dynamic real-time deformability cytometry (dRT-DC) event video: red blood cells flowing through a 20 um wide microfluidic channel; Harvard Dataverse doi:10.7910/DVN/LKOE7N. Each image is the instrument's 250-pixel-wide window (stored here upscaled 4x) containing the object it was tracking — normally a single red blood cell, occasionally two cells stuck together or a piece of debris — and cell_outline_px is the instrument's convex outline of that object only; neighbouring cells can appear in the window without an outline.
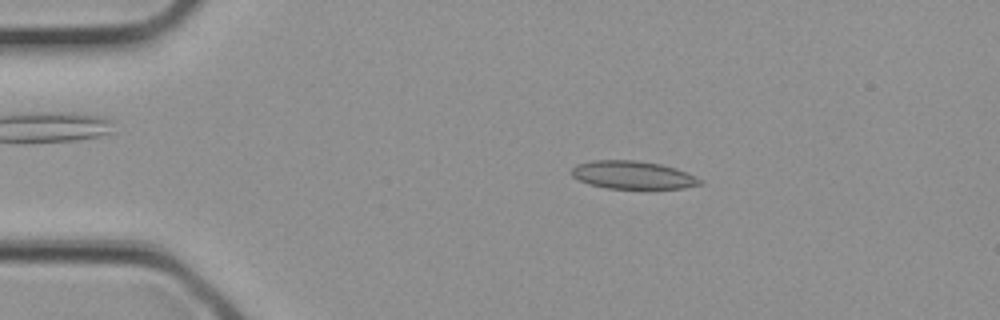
{"species": "common noctule bat (a hibernating species)", "species_latin": "Nyctalus noctula", "temperature_condition": "cold", "stored_images_in_passage": 2, "camera_frame_rate_fps": 3000, "um_per_image_px": 0.085, "animal": {"sex": "female", "body_mass_g": 21.9}, "frame": {"image": 1, "passage_image": 1, "time_ms": 0.0, "image_size_px": [1000, 320], "cell_outline_px": [[704, 184], [684, 188], [608, 188], [588, 184], [572, 176], [572, 168], [576, 164], [592, 160], [636, 160], [660, 164], [676, 168], [696, 176], [704, 180]], "centroid_in_image_um": [53.82, 14.87], "position_along_channel_um": 31.2, "area_um2": 20.98}}
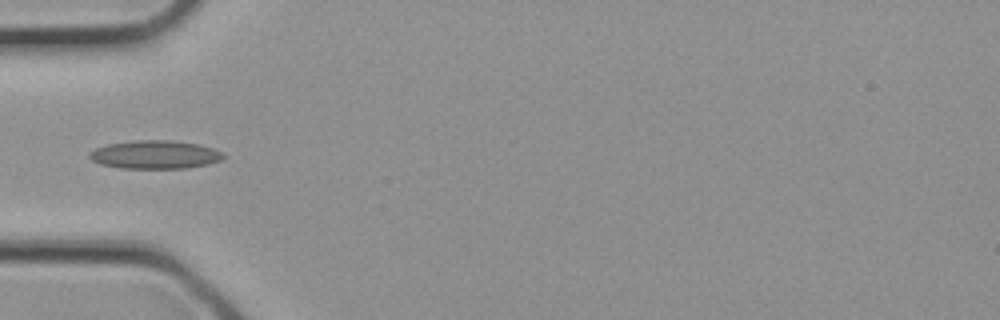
{"frame": {"image": 2, "passage_image": 2, "time_ms": 0.333, "image_size_px": [1000, 320], "cell_outline_px": [[224, 156], [220, 160], [208, 164], [184, 168], [120, 168], [100, 164], [92, 160], [88, 156], [88, 152], [96, 148], [108, 144], [136, 140], [172, 140], [196, 144], [212, 148], [220, 152]], "centroid_in_image_um": [13.12, 13.14], "position_along_channel_um": 71.9, "area_um2": 21.91}}